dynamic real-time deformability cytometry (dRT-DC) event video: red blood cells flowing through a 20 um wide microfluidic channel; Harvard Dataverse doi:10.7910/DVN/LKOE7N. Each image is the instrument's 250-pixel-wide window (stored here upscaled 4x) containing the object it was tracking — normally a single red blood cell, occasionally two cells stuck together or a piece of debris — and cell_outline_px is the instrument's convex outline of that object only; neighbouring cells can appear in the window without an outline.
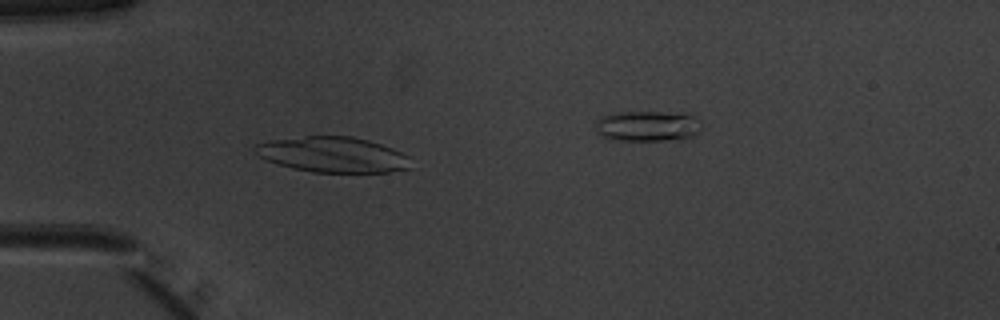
{"species": "common noctule bat (a hibernating species)", "species_latin": "Nyctalus noctula", "temperature_condition": "warm", "stored_images_in_passage": 32, "camera_frame_rate_fps": 3000, "um_per_image_px": 0.085, "animal": {"sex": "male", "body_mass_g": 20.1, "forearm_length_mm": 53.5}, "frame": {"image": 1, "passage_image": 2, "time_ms": 0.333, "image_size_px": [1000, 320], "cell_outline_px": [[412, 168], [388, 172], [312, 172], [292, 168], [256, 156], [252, 152], [252, 144], [268, 140], [304, 136], [352, 136], [368, 140], [392, 148], [408, 156]], "centroid_in_image_um": [28.22, 13.13], "position_along_channel_um": 56.8, "area_um2": 32.43}}
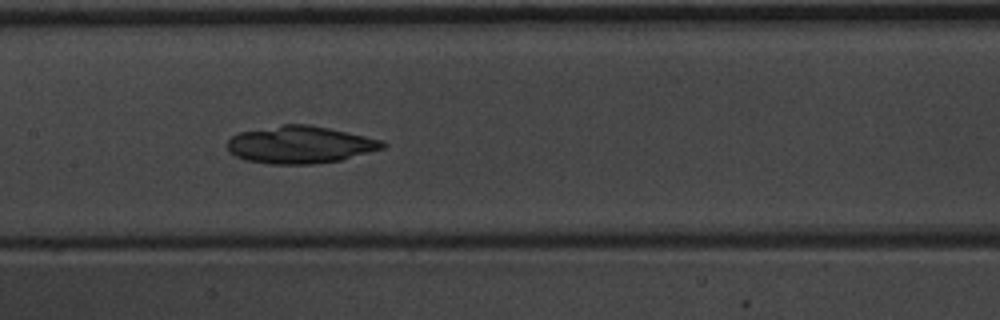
{"frame": {"image": 2, "passage_image": 12, "time_ms": 3.667, "image_size_px": [1000, 320], "cell_outline_px": [[388, 144], [384, 148], [340, 160], [312, 164], [268, 164], [248, 160], [236, 156], [228, 152], [228, 140], [232, 136], [240, 132], [284, 124], [308, 124], [328, 128], [364, 136], [380, 140]], "centroid_in_image_um": [25.49, 12.3], "position_along_channel_um": 181.9, "area_um2": 33.47}}
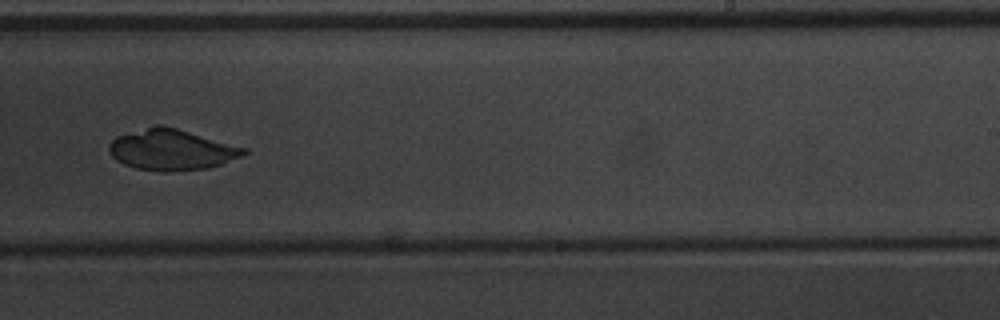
{"frame": {"image": 3, "passage_image": 19, "time_ms": 6.0, "image_size_px": [1000, 320], "cell_outline_px": [[248, 152], [244, 156], [208, 168], [164, 172], [136, 168], [124, 164], [116, 160], [112, 156], [108, 148], [108, 144], [116, 136], [156, 124], [160, 124], [176, 128], [248, 148]], "centroid_in_image_um": [14.59, 12.72], "position_along_channel_um": 274.4, "area_um2": 32.14}}